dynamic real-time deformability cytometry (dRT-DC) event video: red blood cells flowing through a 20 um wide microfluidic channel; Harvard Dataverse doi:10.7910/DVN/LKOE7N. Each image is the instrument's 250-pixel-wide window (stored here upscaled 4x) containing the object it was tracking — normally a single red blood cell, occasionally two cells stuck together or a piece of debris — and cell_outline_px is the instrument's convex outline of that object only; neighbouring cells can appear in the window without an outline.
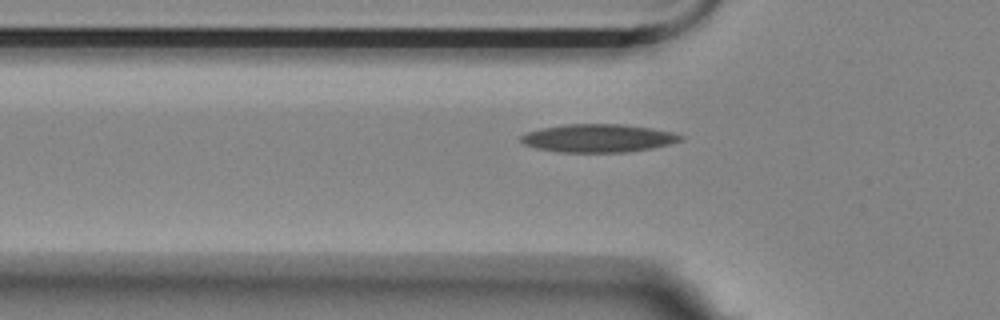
{"species": "Egyptian fruit bat (a non-hibernating species)", "species_latin": "Rousettus aegyptiacus", "temperature_condition": "room temperature", "stored_images_in_passage": 6, "segment_of_instrument_passage": [2, 2], "camera_frame_rate_fps": 3000, "um_per_image_px": 0.085, "animal": {"sex": "female"}, "frame": {"image": 1, "passage_image": 6, "time_ms": 6.0, "image_size_px": [1000, 320], "cell_outline_px": [[684, 140], [672, 144], [652, 148], [628, 152], [556, 152], [536, 148], [524, 144], [520, 140], [520, 136], [524, 132], [540, 128], [564, 124], [624, 124], [652, 128], [672, 132], [684, 136]], "centroid_in_image_um": [50.85, 11.74], "position_along_channel_um": 75.0, "area_um2": 26.53}}